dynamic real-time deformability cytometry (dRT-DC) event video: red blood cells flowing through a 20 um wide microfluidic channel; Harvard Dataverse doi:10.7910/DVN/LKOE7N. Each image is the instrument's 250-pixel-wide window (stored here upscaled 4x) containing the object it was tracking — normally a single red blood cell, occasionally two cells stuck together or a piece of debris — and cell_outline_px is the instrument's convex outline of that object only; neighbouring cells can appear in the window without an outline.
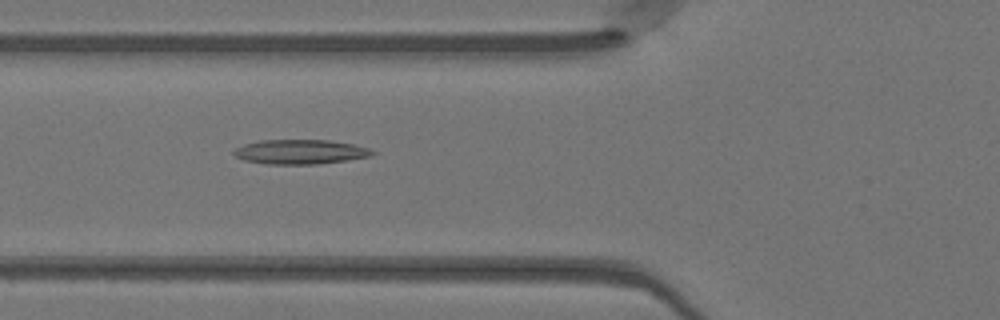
{"species": "Egyptian fruit bat (a non-hibernating species)", "species_latin": "Rousettus aegyptiacus", "temperature_condition": "warm", "stored_images_in_passage": 36, "camera_frame_rate_fps": 3000, "um_per_image_px": 0.085, "animal": {"sex": "female"}, "frame": {"image": 1, "passage_image": 5, "time_ms": 1.333, "image_size_px": [1000, 320], "cell_outline_px": [[376, 152], [372, 156], [316, 164], [268, 164], [244, 160], [236, 156], [232, 152], [236, 148], [244, 144], [260, 140], [328, 140], [352, 144], [368, 148]], "centroid_in_image_um": [25.51, 12.9], "position_along_channel_um": 100.3, "area_um2": 19.59}}
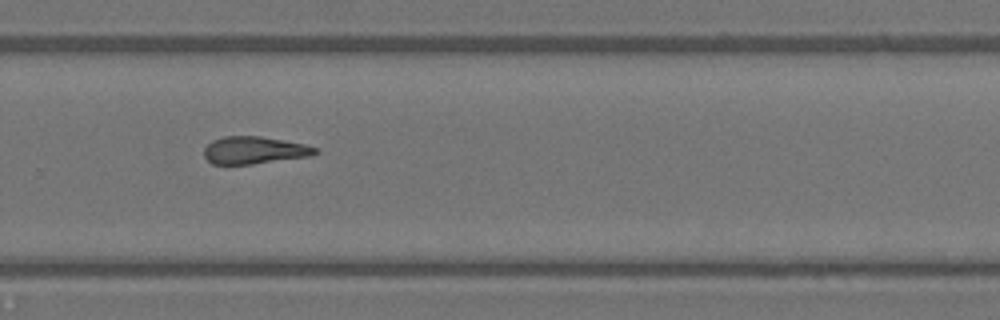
{"frame": {"image": 2, "passage_image": 20, "time_ms": 6.333, "image_size_px": [1000, 320], "cell_outline_px": [[320, 152], [312, 156], [252, 164], [212, 164], [204, 156], [204, 148], [212, 140], [224, 136], [260, 136], [284, 140], [304, 144], [320, 148]], "centroid_in_image_um": [21.66, 12.77], "position_along_channel_um": 308.1, "area_um2": 17.92}}
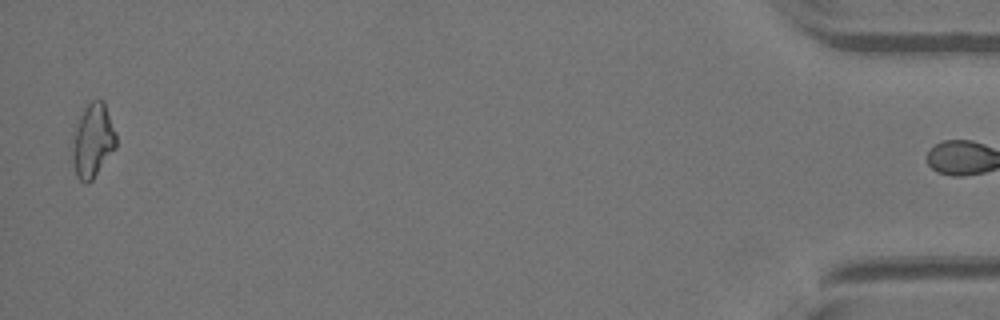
{"frame": {"image": 3, "passage_image": 35, "time_ms": 11.333, "image_size_px": [1000, 320], "cell_outline_px": [[116, 148], [92, 180], [88, 184], [84, 184], [76, 176], [72, 164], [72, 152], [76, 128], [80, 116], [84, 108], [92, 100], [104, 100], [116, 132]], "centroid_in_image_um": [7.9, 11.98], "position_along_channel_um": 427.3, "area_um2": 18.79}}